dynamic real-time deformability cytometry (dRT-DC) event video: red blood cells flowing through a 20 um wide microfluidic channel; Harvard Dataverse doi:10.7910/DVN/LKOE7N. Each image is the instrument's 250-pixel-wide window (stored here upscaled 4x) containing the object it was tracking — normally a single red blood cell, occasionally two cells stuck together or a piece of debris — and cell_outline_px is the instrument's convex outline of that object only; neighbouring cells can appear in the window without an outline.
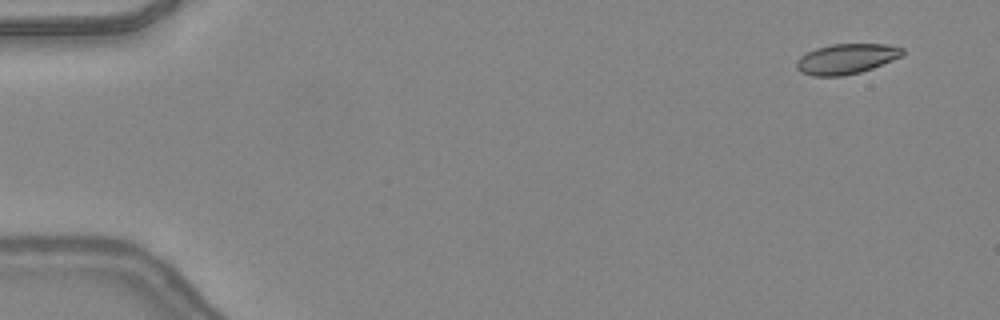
{"species": "common noctule bat (a hibernating species)", "species_latin": "Nyctalus noctula", "temperature_condition": "warm", "stored_images_in_passage": 48, "camera_frame_rate_fps": 3000, "um_per_image_px": 0.085, "animal": {"sex": "female", "body_mass_g": 24.6, "forearm_length_mm": 56.2}, "frame": {"image": 1, "passage_image": 4, "time_ms": 1.0, "image_size_px": [1000, 320], "cell_outline_px": [[904, 52], [900, 56], [892, 60], [872, 68], [860, 72], [840, 76], [812, 76], [800, 72], [796, 68], [796, 60], [800, 56], [816, 48], [832, 44], [888, 44], [904, 48]], "centroid_in_image_um": [71.91, 5.0], "position_along_channel_um": 13.1, "area_um2": 18.61}}
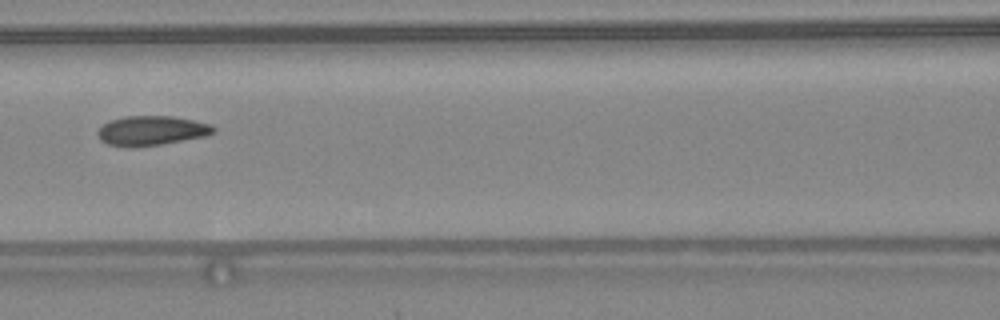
{"frame": {"image": 2, "passage_image": 23, "time_ms": 7.333, "image_size_px": [1000, 320], "cell_outline_px": [[216, 132], [204, 136], [160, 144], [108, 144], [100, 140], [96, 132], [104, 124], [112, 120], [124, 116], [172, 116], [212, 124], [216, 128]], "centroid_in_image_um": [12.94, 11.06], "position_along_channel_um": 153.7, "area_um2": 19.13}}
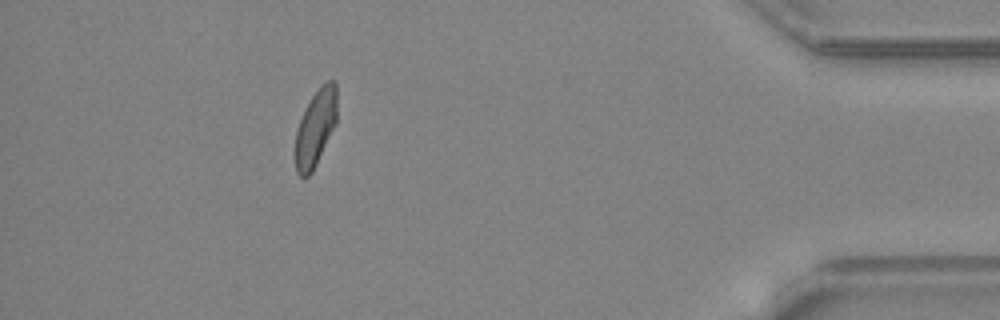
{"frame": {"image": 3, "passage_image": 44, "time_ms": 14.333, "image_size_px": [1000, 320], "cell_outline_px": [[336, 124], [312, 172], [308, 176], [300, 176], [296, 172], [296, 132], [300, 120], [312, 96], [320, 84], [328, 80], [336, 80]], "centroid_in_image_um": [26.84, 10.83], "position_along_channel_um": 408.4, "area_um2": 18.32}, "authors_computed_cell_mechanics": {"area_um2": 19.363, "velocity_mm_per_s": 4.3761, "shape_relaxation_time_tau1_ms": 9.0017, "shape_relaxation_time_tau2_ms": 1.1245, "deformation_change_tau1": 0.2044, "deformation_change_tau2": 0.0596}}